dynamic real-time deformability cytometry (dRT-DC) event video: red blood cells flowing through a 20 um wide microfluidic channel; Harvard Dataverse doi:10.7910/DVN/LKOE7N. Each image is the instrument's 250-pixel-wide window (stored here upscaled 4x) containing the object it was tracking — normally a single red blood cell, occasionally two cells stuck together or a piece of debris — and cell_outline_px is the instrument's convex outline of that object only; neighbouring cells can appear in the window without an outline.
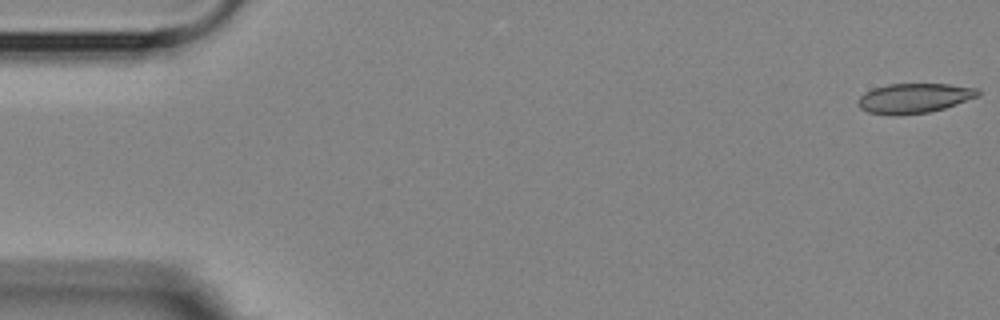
{"species": "Egyptian fruit bat (a non-hibernating species)", "species_latin": "Rousettus aegyptiacus", "temperature_condition": "room temperature", "stored_images_in_passage": 6, "camera_frame_rate_fps": 3000, "um_per_image_px": 0.085, "animal": {"sex": "female"}, "frame": {"image": 1, "passage_image": 1, "time_ms": 0.0, "image_size_px": [1000, 320], "cell_outline_px": [[980, 96], [944, 108], [928, 112], [896, 116], [892, 116], [868, 112], [860, 108], [856, 104], [860, 96], [876, 88], [888, 84], [948, 84], [980, 88]], "centroid_in_image_um": [77.73, 8.35], "position_along_channel_um": 7.3, "area_um2": 20.87}}
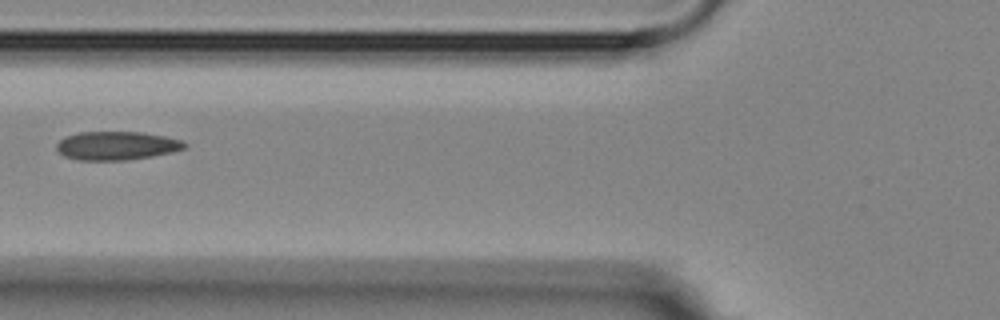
{"frame": {"image": 2, "passage_image": 6, "time_ms": 6.667, "image_size_px": [1000, 320], "cell_outline_px": [[188, 144], [184, 148], [172, 152], [152, 156], [128, 160], [76, 160], [64, 156], [56, 152], [56, 144], [64, 136], [80, 132], [144, 132], [164, 136], [180, 140]], "centroid_in_image_um": [9.86, 12.38], "position_along_channel_um": 115.9, "area_um2": 21.44}}